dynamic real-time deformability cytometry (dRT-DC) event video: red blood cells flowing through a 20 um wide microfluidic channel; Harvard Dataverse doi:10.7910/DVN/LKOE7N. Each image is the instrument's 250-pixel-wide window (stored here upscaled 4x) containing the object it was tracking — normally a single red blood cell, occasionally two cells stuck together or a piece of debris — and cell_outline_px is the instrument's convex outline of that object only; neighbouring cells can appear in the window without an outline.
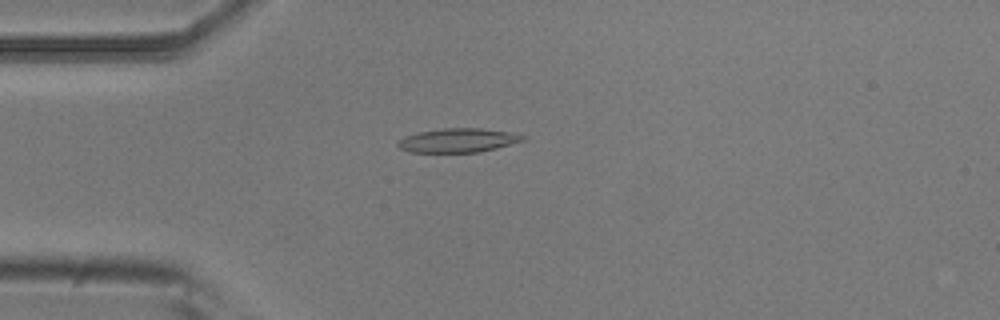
{"species": "common noctule bat (a hibernating species)", "species_latin": "Nyctalus noctula", "temperature_condition": "room temperature", "stored_images_in_passage": 4, "camera_frame_rate_fps": 3000, "um_per_image_px": 0.085, "animal": {"sex": "male", "body_mass_g": 20.5, "forearm_length_mm": 52.5}, "frame": {"image": 1, "passage_image": 4, "time_ms": 1.0, "image_size_px": [1000, 320], "cell_outline_px": [[528, 136], [524, 140], [496, 148], [480, 152], [408, 152], [400, 148], [396, 144], [404, 136], [420, 132], [444, 128], [480, 128], [512, 132]], "centroid_in_image_um": [38.96, 11.93], "position_along_channel_um": 46.0, "area_um2": 17.46}}